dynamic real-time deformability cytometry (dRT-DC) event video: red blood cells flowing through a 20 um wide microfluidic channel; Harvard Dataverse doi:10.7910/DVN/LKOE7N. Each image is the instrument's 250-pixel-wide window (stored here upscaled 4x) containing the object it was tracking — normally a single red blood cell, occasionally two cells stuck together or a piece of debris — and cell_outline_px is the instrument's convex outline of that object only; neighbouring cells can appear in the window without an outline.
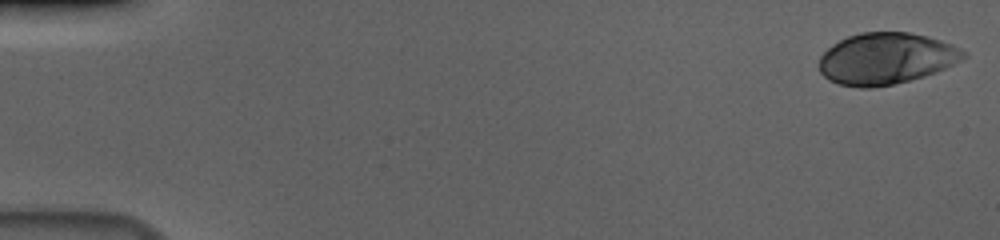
{"species": "human", "species_latin": "Homo sapiens", "temperature_condition": "cold", "stored_images_in_passage": 56, "camera_frame_rate_fps": 3000, "um_per_image_px": 0.085, "donor": {"sex": "male"}, "frame": {"image": 1, "passage_image": 1, "time_ms": 0.0, "image_size_px": [1000, 240], "cell_outline_px": [[968, 56], [944, 68], [924, 76], [892, 84], [872, 88], [860, 88], [840, 84], [828, 80], [820, 72], [816, 64], [820, 56], [832, 44], [848, 36], [860, 32], [908, 32], [928, 36], [952, 44], [968, 52]], "centroid_in_image_um": [75.28, 4.97], "position_along_channel_um": 9.7, "area_um2": 43.47}}
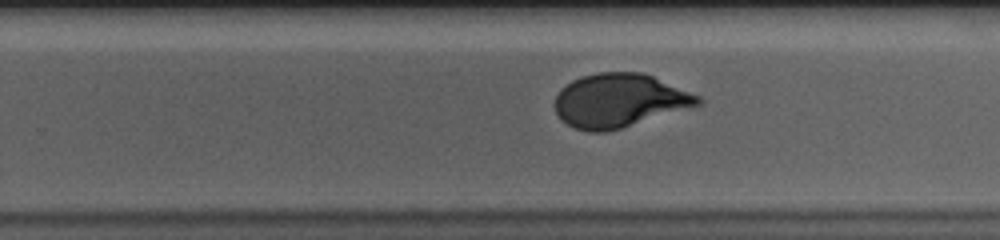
{"frame": {"image": 2, "passage_image": 36, "time_ms": 11.667, "image_size_px": [1000, 240], "cell_outline_px": [[704, 100], [700, 104], [620, 128], [604, 132], [588, 132], [576, 128], [568, 124], [556, 112], [556, 96], [560, 88], [572, 80], [596, 72], [640, 72], [652, 76], [700, 96]], "centroid_in_image_um": [52.62, 8.53], "position_along_channel_um": 277.2, "area_um2": 43.99}}
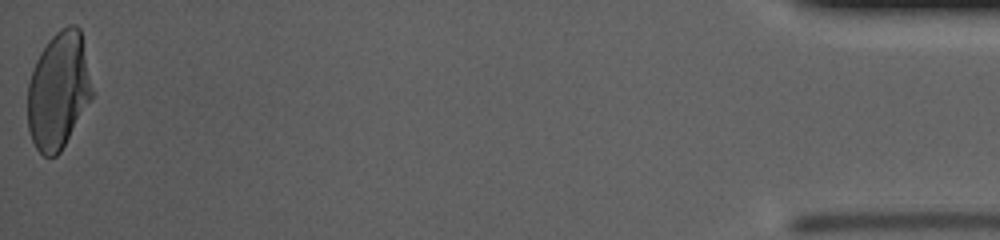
{"frame": {"image": 3, "passage_image": 56, "time_ms": 18.333, "image_size_px": [1000, 240], "cell_outline_px": [[96, 92], [60, 152], [56, 156], [44, 156], [36, 148], [32, 140], [28, 128], [28, 84], [36, 60], [40, 52], [48, 40], [60, 28], [68, 24], [76, 24], [80, 28]], "centroid_in_image_um": [5.01, 7.66], "position_along_channel_um": 430.2, "area_um2": 44.56}, "authors_computed_cell_mechanics": {"area_um2": 43.928, "velocity_mm_per_s": 3.6551, "shape_relaxation_time_tau1_ms": 4.1808, "shape_relaxation_time_tau2_ms": null, "deformation_change_tau1": 0.19, "deformation_change_tau2": null}}